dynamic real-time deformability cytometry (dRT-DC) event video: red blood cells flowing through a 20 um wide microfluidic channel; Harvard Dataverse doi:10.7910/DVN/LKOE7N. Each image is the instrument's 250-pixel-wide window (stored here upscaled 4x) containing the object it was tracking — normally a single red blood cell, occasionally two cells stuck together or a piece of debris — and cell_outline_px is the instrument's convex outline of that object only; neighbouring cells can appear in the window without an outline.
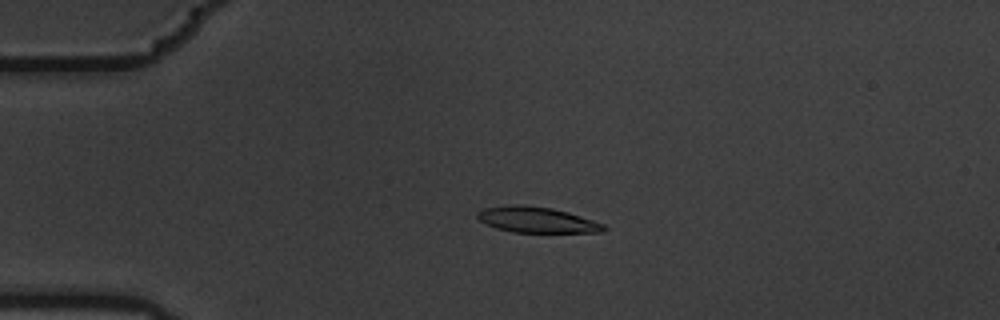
{"species": "common noctule bat (a hibernating species)", "species_latin": "Nyctalus noctula", "temperature_condition": "warm", "stored_images_in_passage": 6, "camera_frame_rate_fps": 3000, "um_per_image_px": 0.085, "animal": {"sex": "male", "body_mass_g": 19.5, "forearm_length_mm": 54.6}, "frame": {"image": 1, "passage_image": 5, "time_ms": 1.333, "image_size_px": [1000, 320], "cell_outline_px": [[608, 228], [604, 232], [512, 232], [496, 228], [484, 224], [476, 216], [476, 212], [484, 208], [512, 204], [524, 204], [552, 208], [568, 212], [604, 224]], "centroid_in_image_um": [45.6, 18.68], "position_along_channel_um": 39.4, "area_um2": 19.07}}